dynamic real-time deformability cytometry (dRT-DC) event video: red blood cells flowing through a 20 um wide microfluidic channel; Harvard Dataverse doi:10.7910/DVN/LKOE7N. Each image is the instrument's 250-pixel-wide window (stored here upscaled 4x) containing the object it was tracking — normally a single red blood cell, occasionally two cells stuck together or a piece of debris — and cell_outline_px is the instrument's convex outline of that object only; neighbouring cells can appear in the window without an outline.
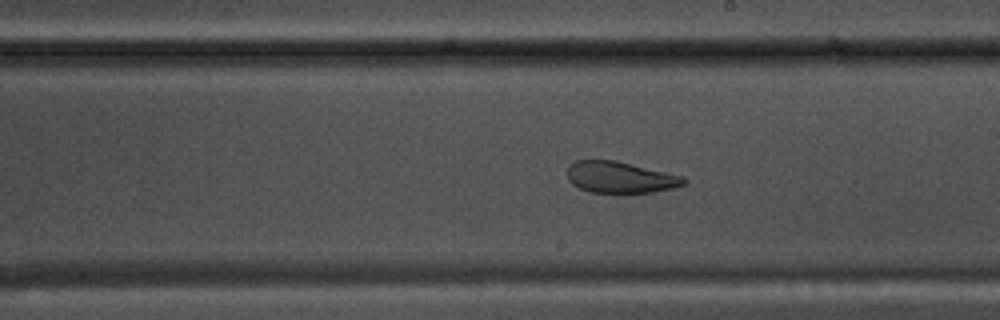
{"species": "common noctule bat (a hibernating species)", "species_latin": "Nyctalus noctula", "temperature_condition": "warm", "stored_images_in_passage": 56, "segment_of_instrument_passage": [1, 2], "camera_frame_rate_fps": 3000, "um_per_image_px": 0.085, "animal": {"sex": "male", "body_mass_g": 17.5, "forearm_length_mm": 52.3}, "frame": {"image": 1, "passage_image": 32, "time_ms": 10.333, "image_size_px": [1000, 320], "cell_outline_px": [[688, 180], [684, 184], [672, 188], [652, 192], [592, 192], [580, 188], [572, 184], [568, 180], [568, 164], [576, 160], [616, 160], [684, 176]], "centroid_in_image_um": [52.72, 15.05], "position_along_channel_um": 236.3, "area_um2": 21.27}}
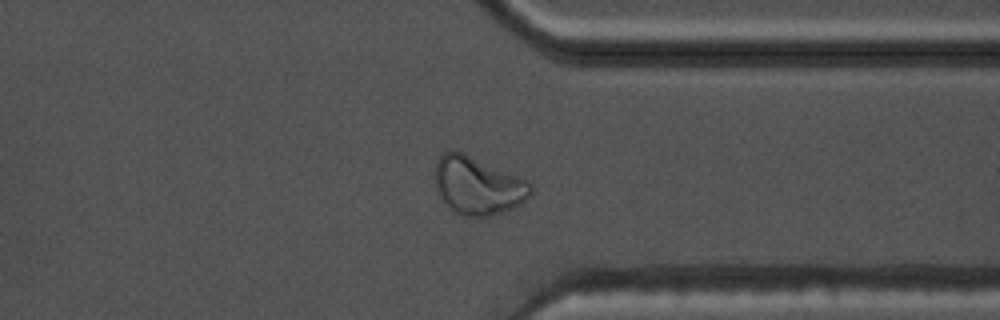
{"frame": {"image": 2, "passage_image": 43, "time_ms": 14.0, "image_size_px": [1000, 320], "cell_outline_px": [[532, 196], [520, 204], [512, 208], [488, 216], [460, 216], [440, 196], [436, 188], [436, 160], [448, 148], [464, 152], [528, 180], [532, 184]], "centroid_in_image_um": [40.64, 15.74], "position_along_channel_um": 370.8, "area_um2": 32.31}}
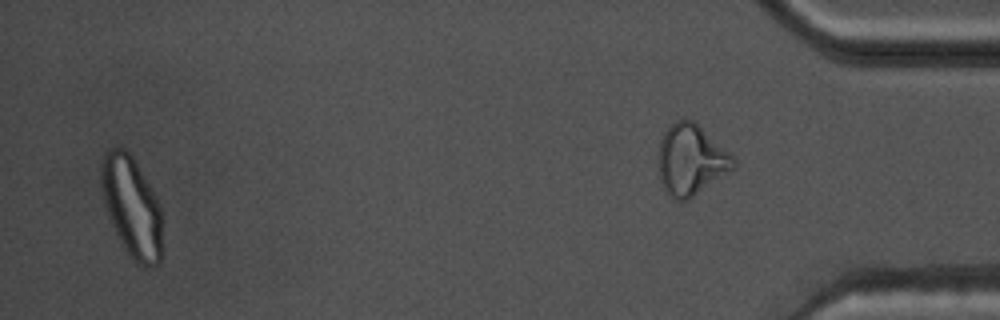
{"frame": {"image": 3, "passage_image": 54, "time_ms": 17.667, "image_size_px": [1000, 320], "cell_outline_px": [[160, 264], [152, 268], [144, 268], [136, 264], [132, 260], [124, 248], [112, 224], [104, 204], [100, 188], [100, 164], [108, 148], [116, 144], [120, 144], [132, 156], [156, 196], [160, 204]], "centroid_in_image_um": [11.16, 17.55], "position_along_channel_um": 424.0, "area_um2": 36.07}}